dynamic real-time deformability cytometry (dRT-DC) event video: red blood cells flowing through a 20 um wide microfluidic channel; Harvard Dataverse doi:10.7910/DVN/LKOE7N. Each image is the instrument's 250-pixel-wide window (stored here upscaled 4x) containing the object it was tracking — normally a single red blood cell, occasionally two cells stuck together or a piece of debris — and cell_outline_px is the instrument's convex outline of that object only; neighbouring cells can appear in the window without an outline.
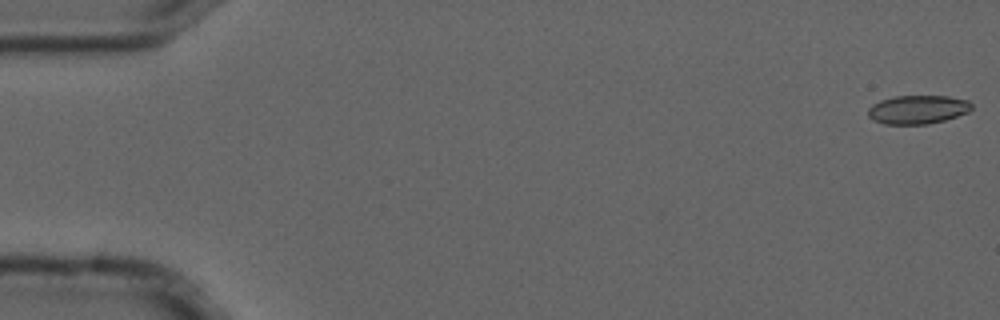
{"species": "common noctule bat (a hibernating species)", "species_latin": "Nyctalus noctula", "temperature_condition": "cold", "stored_images_in_passage": 7, "camera_frame_rate_fps": 3000, "um_per_image_px": 0.085, "animal": {"sex": "male", "forearm_length_mm": 52.5}, "frame": {"image": 1, "passage_image": 1, "time_ms": 0.0, "image_size_px": [1000, 320], "cell_outline_px": [[972, 108], [968, 112], [944, 120], [928, 124], [884, 124], [872, 120], [868, 116], [868, 108], [872, 104], [880, 100], [892, 96], [948, 96], [968, 100], [972, 104]], "centroid_in_image_um": [77.98, 9.31], "position_along_channel_um": 7.0, "area_um2": 17.4}}
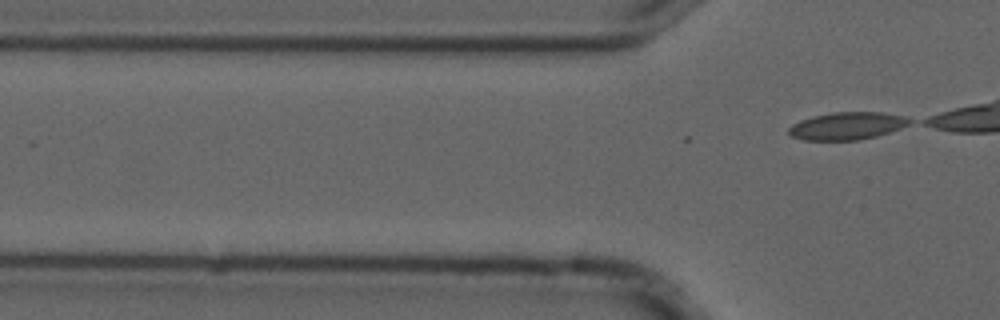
{"frame": {"image": 2, "passage_image": 7, "time_ms": 2.0, "image_size_px": [1000, 320], "cell_outline_px": [[912, 120], [908, 124], [900, 128], [876, 136], [860, 140], [804, 140], [792, 136], [788, 132], [788, 128], [792, 124], [800, 120], [812, 116], [832, 112], [880, 112], [904, 116]], "centroid_in_image_um": [71.97, 10.7], "position_along_channel_um": 53.8, "area_um2": 19.31}}